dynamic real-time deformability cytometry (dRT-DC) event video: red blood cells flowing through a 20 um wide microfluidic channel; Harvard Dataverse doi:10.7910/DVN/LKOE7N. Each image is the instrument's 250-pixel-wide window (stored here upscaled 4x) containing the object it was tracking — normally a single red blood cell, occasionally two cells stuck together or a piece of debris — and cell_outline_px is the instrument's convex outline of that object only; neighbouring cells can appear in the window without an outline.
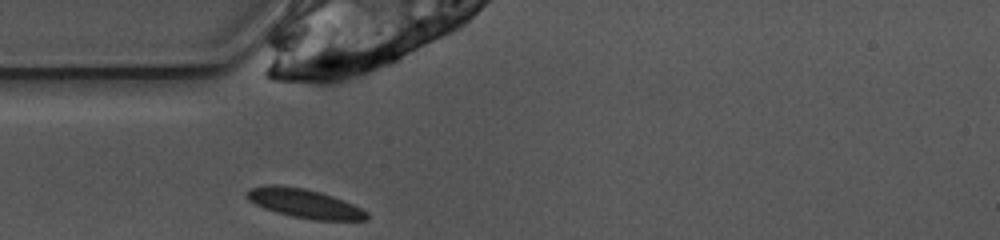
{"species": "common noctule bat (a hibernating species)", "species_latin": "Nyctalus noctula", "temperature_condition": "warm", "stored_images_in_passage": 25, "camera_frame_rate_fps": 3000, "um_per_image_px": 0.085, "animal": {"sex": "female", "body_mass_g": 10.0, "forearm_length_mm": 53.1}, "frame": {"image": 1, "passage_image": 1, "time_ms": 0.0, "image_size_px": [1000, 240], "cell_outline_px": [[368, 220], [316, 220], [292, 216], [276, 212], [264, 208], [248, 200], [244, 196], [244, 192], [248, 188], [272, 184], [276, 184], [304, 188], [320, 192], [344, 200], [368, 212]], "centroid_in_image_um": [25.83, 17.28], "position_along_channel_um": 59.2, "area_um2": 20.35}}
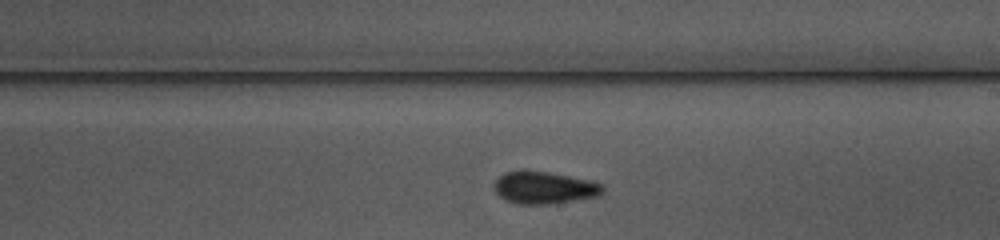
{"frame": {"image": 2, "passage_image": 15, "time_ms": 4.667, "image_size_px": [1000, 240], "cell_outline_px": [[604, 192], [600, 196], [576, 200], [548, 204], [516, 204], [500, 196], [492, 188], [492, 184], [504, 172], [520, 168], [548, 172], [588, 180], [604, 184]], "centroid_in_image_um": [46.23, 15.93], "position_along_channel_um": 242.8, "area_um2": 20.81}}
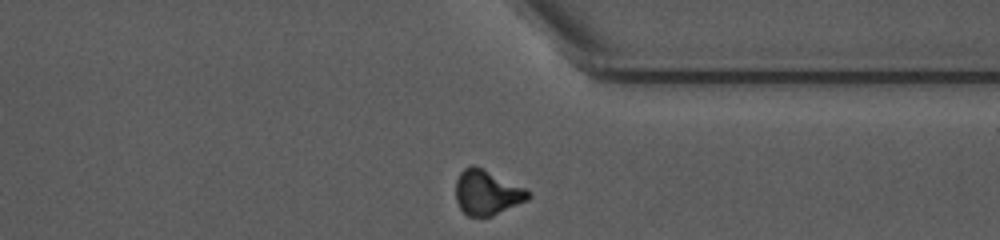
{"frame": {"image": 3, "passage_image": 25, "time_ms": 8.0, "image_size_px": [1000, 240], "cell_outline_px": [[532, 196], [528, 200], [492, 216], [468, 216], [460, 208], [456, 200], [456, 180], [460, 172], [464, 168], [472, 164], [476, 164], [528, 188], [532, 192]], "centroid_in_image_um": [41.44, 16.33], "position_along_channel_um": 370.0, "area_um2": 19.48}, "authors_computed_cell_mechanics": {"area_um2": 19.652, "velocity_mm_per_s": 3.9185, "shape_relaxation_time_tau1_ms": 9.8557, "shape_relaxation_time_tau2_ms": 8.7866, "deformation_change_tau1": 0.1834, "deformation_change_tau2": 0.1063}}